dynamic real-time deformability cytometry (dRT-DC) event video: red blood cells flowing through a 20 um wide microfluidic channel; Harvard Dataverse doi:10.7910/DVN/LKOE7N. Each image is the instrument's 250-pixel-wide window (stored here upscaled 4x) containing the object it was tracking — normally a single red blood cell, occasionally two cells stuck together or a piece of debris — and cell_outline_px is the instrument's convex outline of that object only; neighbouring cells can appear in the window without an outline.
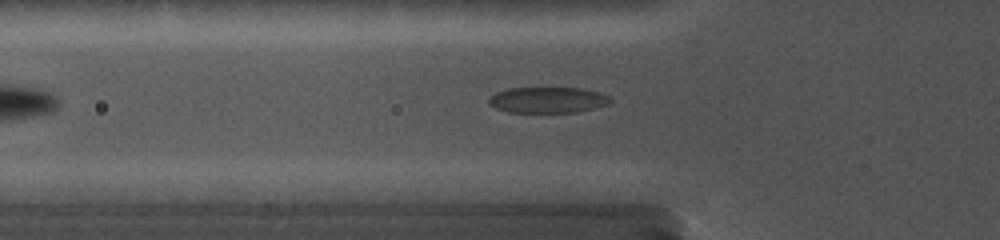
{"species": "common noctule bat (a hibernating species)", "species_latin": "Nyctalus noctula", "temperature_condition": "cold", "stored_images_in_passage": 28, "camera_frame_rate_fps": 5000, "um_per_image_px": 0.085, "animal": {"sex": "female", "body_mass_g": 19.0, "forearm_length_mm": 56.7}, "frame": {"image": 1, "passage_image": 6, "time_ms": 2.4, "image_size_px": [1000, 240], "cell_outline_px": [[612, 100], [608, 104], [596, 108], [576, 112], [508, 112], [496, 108], [488, 104], [488, 96], [496, 92], [508, 88], [580, 88], [600, 92], [608, 96]], "centroid_in_image_um": [46.53, 8.49], "position_along_channel_um": 79.3, "area_um2": 18.44}}
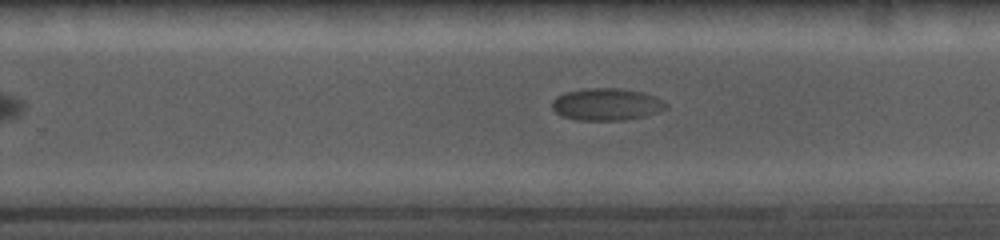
{"frame": {"image": 2, "passage_image": 19, "time_ms": 8.0, "image_size_px": [1000, 240], "cell_outline_px": [[668, 108], [660, 112], [644, 116], [624, 120], [576, 120], [560, 116], [552, 108], [552, 100], [556, 96], [564, 92], [588, 88], [620, 88], [644, 92], [656, 96], [664, 100], [668, 104]], "centroid_in_image_um": [51.58, 8.86], "position_along_channel_um": 278.2, "area_um2": 21.73}}
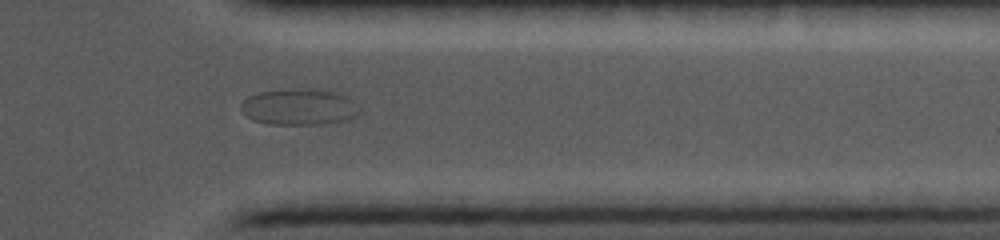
{"frame": {"image": 3, "passage_image": 26, "time_ms": 11.0, "image_size_px": [1000, 240], "cell_outline_px": [[364, 112], [356, 116], [344, 120], [324, 124], [268, 124], [252, 120], [240, 108], [240, 104], [248, 96], [260, 92], [308, 88], [340, 92], [348, 96]], "centroid_in_image_um": [25.48, 9.09], "position_along_channel_um": 385.9, "area_um2": 25.2}}